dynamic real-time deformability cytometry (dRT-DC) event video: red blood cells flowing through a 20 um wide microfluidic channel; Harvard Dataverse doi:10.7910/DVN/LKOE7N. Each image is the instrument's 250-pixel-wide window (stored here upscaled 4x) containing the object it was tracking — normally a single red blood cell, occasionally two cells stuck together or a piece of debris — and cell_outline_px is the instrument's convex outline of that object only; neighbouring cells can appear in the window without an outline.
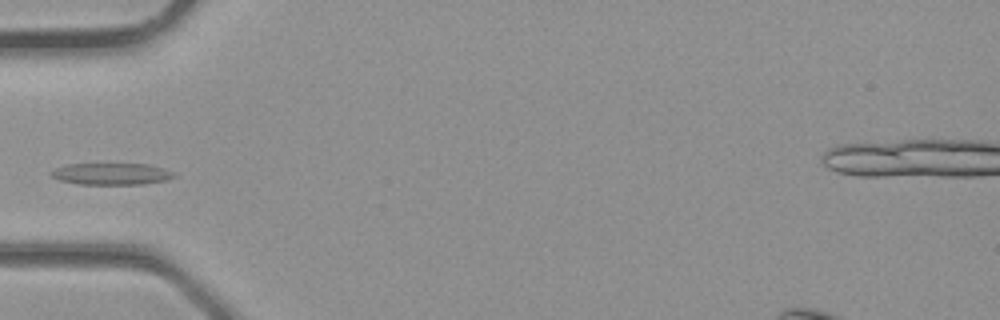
{"species": "common noctule bat (a hibernating species)", "species_latin": "Nyctalus noctula", "temperature_condition": "room temperature", "stored_images_in_passage": 4, "camera_frame_rate_fps": 3000, "um_per_image_px": 0.085, "animal": {"sex": "male", "body_mass_g": 23.1, "forearm_length_mm": 52.7}, "frame": {"image": 1, "passage_image": 4, "time_ms": 1.0, "image_size_px": [1000, 320], "cell_outline_px": [[176, 176], [168, 180], [144, 184], [80, 184], [60, 180], [52, 176], [52, 172], [56, 168], [68, 164], [148, 164], [164, 168], [172, 172]], "centroid_in_image_um": [9.53, 14.78], "position_along_channel_um": 75.5, "area_um2": 15.37}}